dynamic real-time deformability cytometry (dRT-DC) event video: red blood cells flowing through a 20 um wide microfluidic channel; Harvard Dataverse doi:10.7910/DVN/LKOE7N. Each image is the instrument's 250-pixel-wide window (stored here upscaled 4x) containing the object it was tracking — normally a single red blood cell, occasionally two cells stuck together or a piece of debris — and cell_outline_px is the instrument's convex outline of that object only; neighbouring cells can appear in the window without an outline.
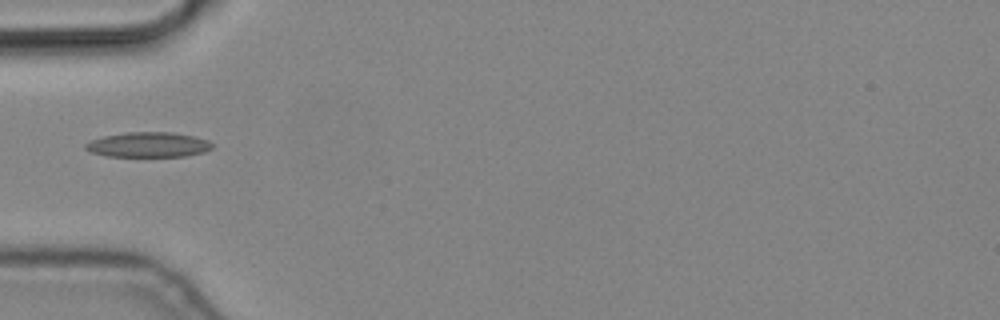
{"species": "common noctule bat (a hibernating species)", "species_latin": "Nyctalus noctula", "temperature_condition": "cold", "stored_images_in_passage": 1, "camera_frame_rate_fps": 3000, "um_per_image_px": 0.085, "animal": {"sex": "male", "body_mass_g": 19.2, "forearm_length_mm": 51.8}, "frame": {"image": 1, "passage_image": 1, "time_ms": 0.0, "image_size_px": [1000, 320], "cell_outline_px": [[212, 148], [204, 152], [184, 156], [108, 156], [88, 152], [84, 148], [84, 144], [92, 140], [104, 136], [124, 132], [172, 132], [192, 136], [208, 140], [212, 144]], "centroid_in_image_um": [12.57, 12.3], "position_along_channel_um": 72.4, "area_um2": 18.44}}